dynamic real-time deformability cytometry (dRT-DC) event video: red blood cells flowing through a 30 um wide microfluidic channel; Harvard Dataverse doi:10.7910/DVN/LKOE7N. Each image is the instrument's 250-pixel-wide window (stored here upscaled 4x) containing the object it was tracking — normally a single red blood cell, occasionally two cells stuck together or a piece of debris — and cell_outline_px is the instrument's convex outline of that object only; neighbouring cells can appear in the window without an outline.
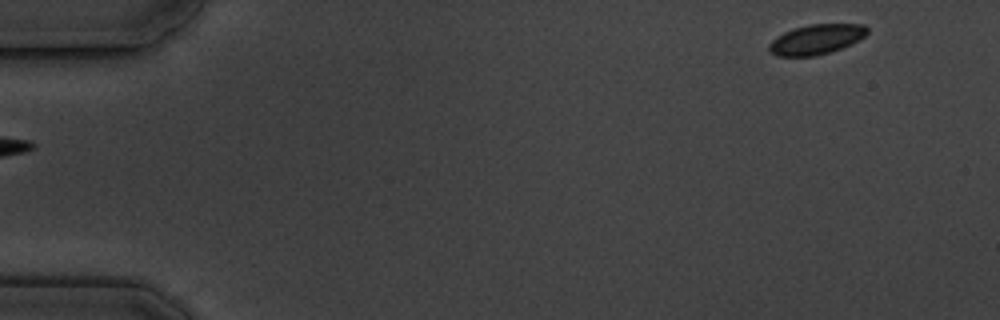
{"species": "common noctule bat (a hibernating species)", "species_latin": "Nyctalus noctula", "temperature_condition": "cold", "stored_images_in_passage": 2, "camera_frame_rate_fps": 3000, "um_per_image_px": 0.085, "animal": {"sex": "male", "body_mass_g": 19.5, "forearm_length_mm": 54.6}, "frame": {"image": 1, "passage_image": 2, "time_ms": 1.333, "image_size_px": [1000, 320], "cell_outline_px": [[868, 32], [864, 36], [840, 48], [816, 56], [776, 56], [768, 52], [768, 44], [776, 36], [784, 32], [808, 24], [864, 24], [868, 28]], "centroid_in_image_um": [69.32, 3.34], "position_along_channel_um": 15.7, "area_um2": 16.99}}